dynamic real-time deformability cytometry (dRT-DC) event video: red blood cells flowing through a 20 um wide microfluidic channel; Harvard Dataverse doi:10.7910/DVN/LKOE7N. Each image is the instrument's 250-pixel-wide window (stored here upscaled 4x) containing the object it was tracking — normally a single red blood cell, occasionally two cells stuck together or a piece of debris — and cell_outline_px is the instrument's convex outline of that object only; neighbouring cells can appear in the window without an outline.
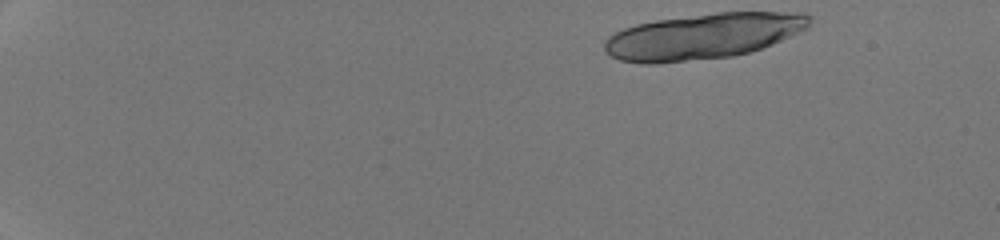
{"species": "human", "species_latin": "Homo sapiens", "temperature_condition": "room temperature", "stored_images_in_passage": 18, "segment_of_instrument_passage": [1, 2], "camera_frame_rate_fps": 3000, "um_per_image_px": 0.085, "donor": {"sex": "male"}, "frame": {"image": 1, "passage_image": 1, "time_ms": 0.0, "image_size_px": [1000, 240], "cell_outline_px": [[812, 20], [808, 28], [804, 32], [752, 52], [732, 56], [656, 64], [644, 64], [620, 60], [604, 52], [604, 40], [608, 36], [624, 28], [636, 24], [656, 20], [716, 12], [804, 12], [812, 16]], "centroid_in_image_um": [59.82, 3.08], "position_along_channel_um": 25.2, "area_um2": 55.26}}